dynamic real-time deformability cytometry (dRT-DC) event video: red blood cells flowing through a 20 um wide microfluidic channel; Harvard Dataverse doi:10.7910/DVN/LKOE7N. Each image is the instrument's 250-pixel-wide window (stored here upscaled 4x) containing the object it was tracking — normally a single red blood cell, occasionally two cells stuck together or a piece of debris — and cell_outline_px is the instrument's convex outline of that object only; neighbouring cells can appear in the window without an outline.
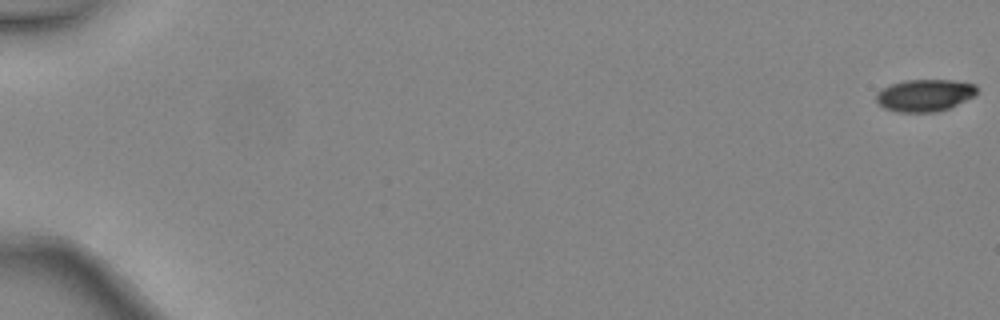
{"species": "common noctule bat (a hibernating species)", "species_latin": "Nyctalus noctula", "temperature_condition": "warm", "stored_images_in_passage": 6, "camera_frame_rate_fps": 3000, "um_per_image_px": 0.085, "animal": {"sex": "female", "body_mass_g": 24.6, "forearm_length_mm": 56.2}, "frame": {"image": 1, "passage_image": 1, "time_ms": 0.0, "image_size_px": [1000, 320], "cell_outline_px": [[976, 96], [948, 108], [936, 112], [896, 112], [884, 108], [876, 100], [876, 92], [892, 84], [904, 80], [952, 80], [976, 84]], "centroid_in_image_um": [78.61, 8.1], "position_along_channel_um": 6.4, "area_um2": 18.84}}
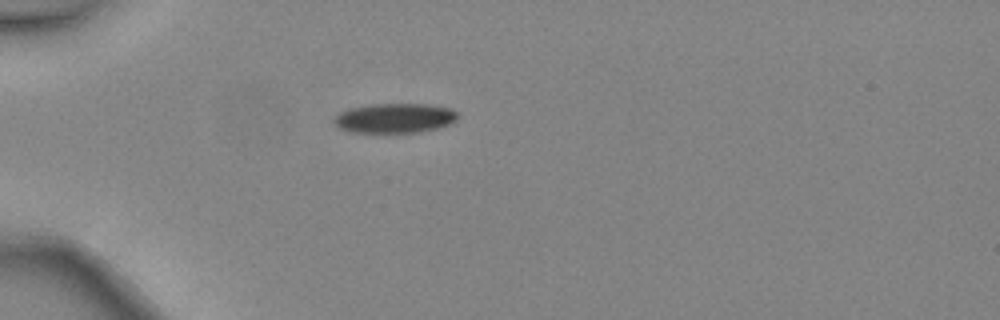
{"frame": {"image": 2, "passage_image": 5, "time_ms": 1.333, "image_size_px": [1000, 320], "cell_outline_px": [[456, 120], [448, 124], [436, 128], [420, 132], [352, 132], [340, 128], [332, 120], [340, 112], [348, 108], [372, 104], [428, 104], [452, 108], [456, 112]], "centroid_in_image_um": [33.54, 10.03], "position_along_channel_um": 51.5, "area_um2": 21.21}}